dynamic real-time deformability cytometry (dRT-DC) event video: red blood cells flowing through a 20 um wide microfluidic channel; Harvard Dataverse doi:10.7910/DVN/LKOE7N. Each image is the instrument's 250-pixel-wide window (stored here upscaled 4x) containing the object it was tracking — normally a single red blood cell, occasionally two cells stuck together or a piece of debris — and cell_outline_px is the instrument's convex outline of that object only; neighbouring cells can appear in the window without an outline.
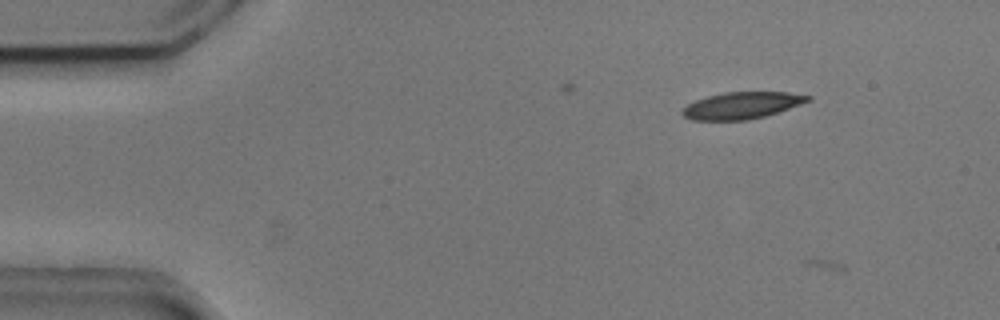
{"species": "common noctule bat (a hibernating species)", "species_latin": "Nyctalus noctula", "temperature_condition": "cold", "stored_images_in_passage": 2, "camera_frame_rate_fps": 3000, "um_per_image_px": 0.085, "animal": {"sex": "male", "body_mass_g": 20.5, "forearm_length_mm": 52.5}, "frame": {"image": 1, "passage_image": 1, "time_ms": 0.0, "image_size_px": [1000, 320], "cell_outline_px": [[812, 100], [764, 116], [748, 120], [692, 120], [684, 116], [680, 112], [688, 104], [696, 100], [708, 96], [724, 92], [788, 92], [812, 96]], "centroid_in_image_um": [63.05, 8.96], "position_along_channel_um": 21.9, "area_um2": 19.42}}